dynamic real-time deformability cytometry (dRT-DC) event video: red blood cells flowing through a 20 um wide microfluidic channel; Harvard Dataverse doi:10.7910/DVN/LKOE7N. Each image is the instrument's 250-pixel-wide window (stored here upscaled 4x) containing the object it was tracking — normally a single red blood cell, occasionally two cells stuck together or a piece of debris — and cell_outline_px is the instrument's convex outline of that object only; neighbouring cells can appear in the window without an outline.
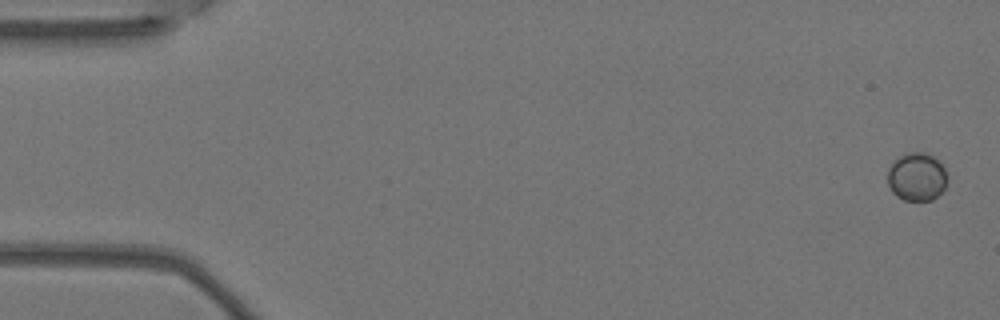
{"species": "Egyptian fruit bat (a non-hibernating species)", "species_latin": "Rousettus aegyptiacus", "temperature_condition": "warm", "stored_images_in_passage": 5, "camera_frame_rate_fps": 3000, "um_per_image_px": 0.085, "animal": {"sex": "female"}, "frame": {"image": 1, "passage_image": 1, "time_ms": 0.0, "image_size_px": [1000, 320], "cell_outline_px": [[948, 180], [944, 188], [932, 200], [904, 200], [896, 196], [892, 192], [888, 184], [888, 168], [900, 156], [908, 152], [924, 152], [932, 156], [944, 168], [948, 176]], "centroid_in_image_um": [77.92, 15.04], "position_along_channel_um": 7.1, "area_um2": 16.65}}
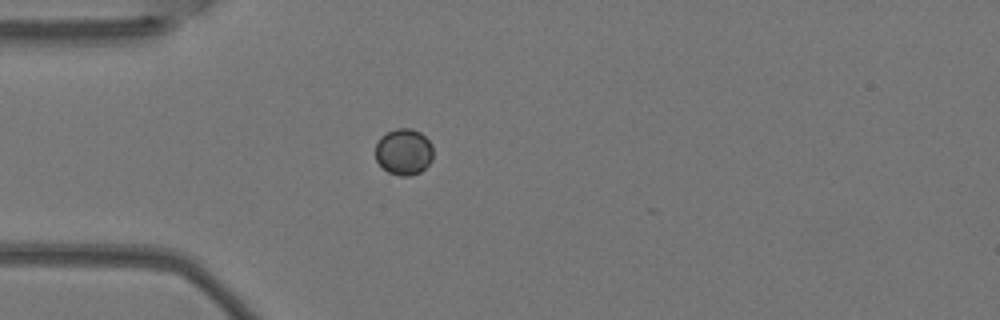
{"frame": {"image": 2, "passage_image": 4, "time_ms": 1.0, "image_size_px": [1000, 320], "cell_outline_px": [[432, 160], [420, 172], [408, 176], [400, 176], [388, 172], [376, 160], [376, 144], [380, 136], [396, 128], [412, 128], [420, 132], [432, 144]], "centroid_in_image_um": [34.32, 12.89], "position_along_channel_um": 50.7, "area_um2": 15.55}}